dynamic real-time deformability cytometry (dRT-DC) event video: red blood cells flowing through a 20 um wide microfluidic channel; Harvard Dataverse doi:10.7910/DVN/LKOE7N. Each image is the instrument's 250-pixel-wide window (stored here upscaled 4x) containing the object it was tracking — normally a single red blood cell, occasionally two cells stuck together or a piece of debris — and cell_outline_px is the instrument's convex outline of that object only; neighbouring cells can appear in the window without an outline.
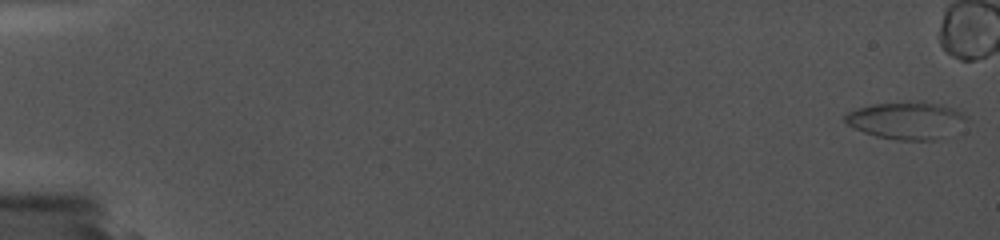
{"species": "common noctule bat (a hibernating species)", "species_latin": "Nyctalus noctula", "temperature_condition": "cold", "stored_images_in_passage": 2, "camera_frame_rate_fps": 5000, "um_per_image_px": 0.085, "animal": {"sex": "female", "body_mass_g": 19.0, "forearm_length_mm": 56.7}, "frame": {"image": 1, "passage_image": 2, "time_ms": 1.2, "image_size_px": [1000, 240], "cell_outline_px": [[976, 140], [972, 144], [852, 144], [848, 140], [844, 120], [848, 116], [856, 112], [868, 108], [888, 108]], "centroid_in_image_um": [76.23, 11.01], "position_along_channel_um": 8.8, "area_um2": 22.83}}